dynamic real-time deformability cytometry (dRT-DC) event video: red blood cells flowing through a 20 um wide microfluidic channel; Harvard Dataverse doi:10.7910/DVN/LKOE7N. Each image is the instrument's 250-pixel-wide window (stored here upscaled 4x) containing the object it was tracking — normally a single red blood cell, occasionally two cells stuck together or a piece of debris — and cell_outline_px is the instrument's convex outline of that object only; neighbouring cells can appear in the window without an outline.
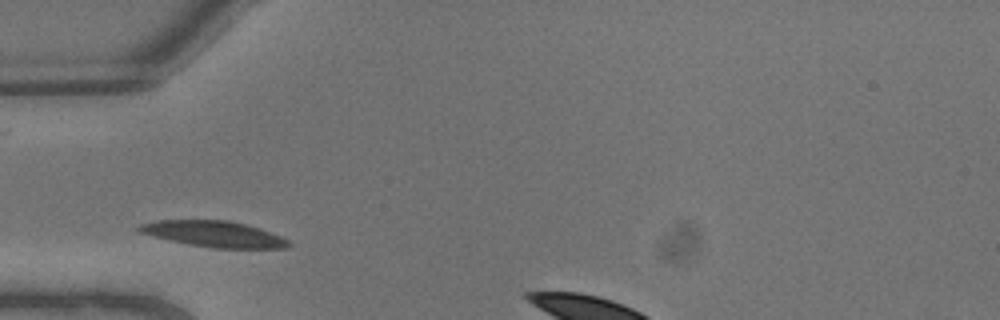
{"species": "common noctule bat (a hibernating species)", "species_latin": "Nyctalus noctula", "temperature_condition": "warm", "stored_images_in_passage": 3, "segment_of_instrument_passage": [1, 2], "camera_frame_rate_fps": 3000, "um_per_image_px": 0.085, "animal": {"sex": "male", "body_mass_g": 13.3}, "frame": {"image": 1, "passage_image": 1, "time_ms": 0.0, "image_size_px": [1000, 320], "cell_outline_px": [[292, 244], [288, 248], [212, 248], [188, 244], [152, 236], [140, 232], [136, 228], [140, 224], [156, 220], [228, 220], [260, 228], [280, 236], [288, 240]], "centroid_in_image_um": [18.18, 19.89], "position_along_channel_um": 66.8, "area_um2": 22.6}}